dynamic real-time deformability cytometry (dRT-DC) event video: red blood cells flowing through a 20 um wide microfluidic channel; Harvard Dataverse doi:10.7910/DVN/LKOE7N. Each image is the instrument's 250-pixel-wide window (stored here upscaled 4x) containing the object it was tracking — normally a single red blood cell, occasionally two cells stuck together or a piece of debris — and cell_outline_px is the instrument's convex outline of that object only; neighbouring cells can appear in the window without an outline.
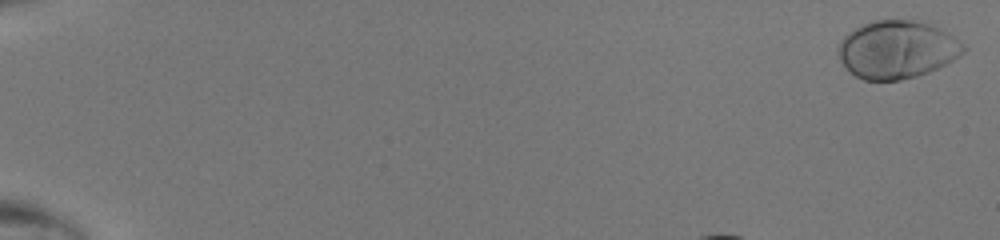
{"species": "human", "species_latin": "Homo sapiens", "temperature_condition": "room temperature", "stored_images_in_passage": 40, "camera_frame_rate_fps": 3000, "um_per_image_px": 0.085, "donor": {"sex": "male"}, "frame": {"image": 1, "passage_image": 1, "time_ms": 0.0, "image_size_px": [1000, 240], "cell_outline_px": [[968, 48], [960, 56], [928, 72], [916, 76], [900, 80], [864, 80], [856, 76], [840, 60], [836, 52], [840, 40], [848, 32], [872, 20], [912, 20], [932, 24], [948, 32], [964, 44]], "centroid_in_image_um": [76.25, 4.2], "position_along_channel_um": 8.7, "area_um2": 42.19}}
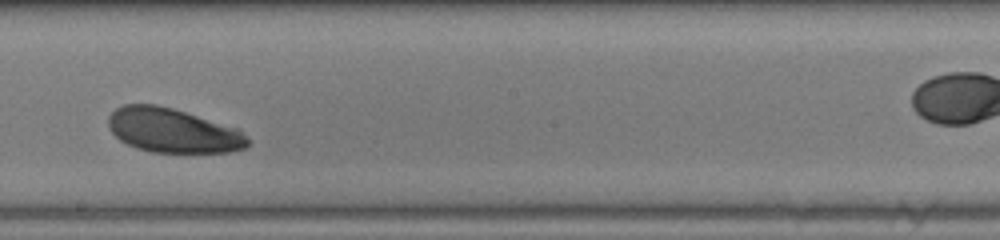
{"frame": {"image": 2, "passage_image": 26, "time_ms": 8.333, "image_size_px": [1000, 240], "cell_outline_px": [[248, 144], [244, 148], [232, 152], [152, 152], [136, 148], [120, 140], [112, 132], [108, 124], [108, 116], [116, 108], [124, 104], [156, 104], [172, 108], [240, 128], [248, 140]], "centroid_in_image_um": [14.69, 11.09], "position_along_channel_um": 233.5, "area_um2": 36.01}}
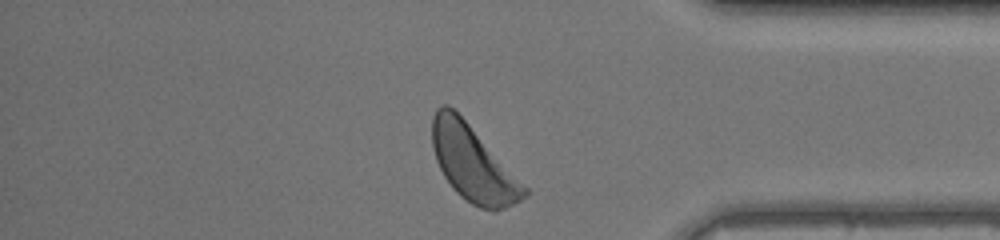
{"frame": {"image": 3, "passage_image": 38, "time_ms": 12.333, "image_size_px": [1000, 240], "cell_outline_px": [[528, 192], [520, 200], [496, 212], [492, 212], [480, 208], [472, 204], [460, 196], [452, 188], [444, 176], [436, 160], [432, 148], [432, 116], [436, 108], [440, 104], [448, 104], [468, 124], [528, 188]], "centroid_in_image_um": [40.16, 13.92], "position_along_channel_um": 395.0, "area_um2": 40.0}}